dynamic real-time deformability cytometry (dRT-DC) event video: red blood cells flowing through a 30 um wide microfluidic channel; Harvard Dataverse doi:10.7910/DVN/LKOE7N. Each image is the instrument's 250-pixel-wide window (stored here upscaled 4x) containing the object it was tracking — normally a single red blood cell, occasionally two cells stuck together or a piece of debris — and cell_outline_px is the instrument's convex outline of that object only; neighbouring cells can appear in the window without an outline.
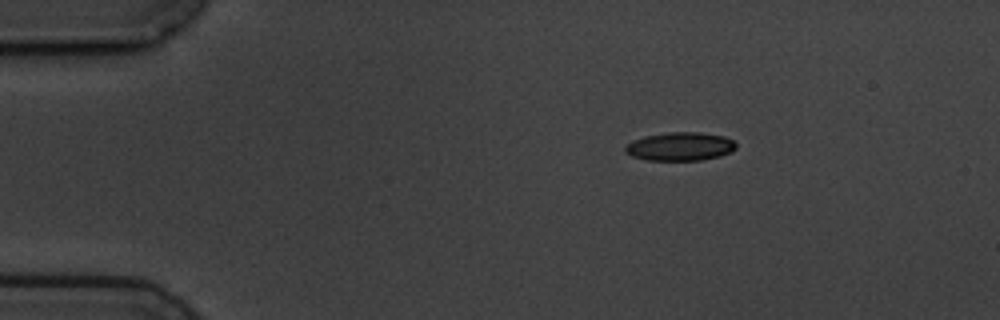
{"species": "common noctule bat (a hibernating species)", "species_latin": "Nyctalus noctula", "temperature_condition": "cold", "stored_images_in_passage": 3, "camera_frame_rate_fps": 3000, "um_per_image_px": 0.085, "animal": {"sex": "male", "body_mass_g": 19.5, "forearm_length_mm": 54.6}, "frame": {"image": 1, "passage_image": 1, "time_ms": 0.0, "image_size_px": [1000, 320], "cell_outline_px": [[736, 148], [720, 156], [700, 160], [648, 160], [632, 156], [624, 152], [624, 148], [632, 140], [644, 136], [668, 132], [700, 132], [724, 136], [732, 140], [736, 144]], "centroid_in_image_um": [57.78, 12.44], "position_along_channel_um": 27.2, "area_um2": 18.32}}